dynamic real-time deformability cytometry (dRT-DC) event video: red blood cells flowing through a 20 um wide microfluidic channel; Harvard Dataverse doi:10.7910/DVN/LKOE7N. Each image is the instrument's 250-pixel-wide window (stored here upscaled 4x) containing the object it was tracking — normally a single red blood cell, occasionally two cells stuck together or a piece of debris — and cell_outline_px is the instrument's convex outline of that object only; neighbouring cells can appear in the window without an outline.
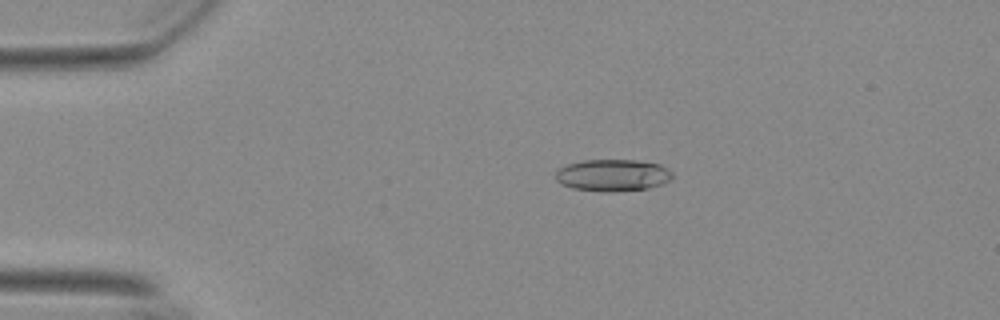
{"species": "Egyptian fruit bat (a non-hibernating species)", "species_latin": "Rousettus aegyptiacus", "temperature_condition": "warm", "stored_images_in_passage": 49, "camera_frame_rate_fps": 3000, "um_per_image_px": 0.085, "animal": {"sex": "female"}, "frame": {"image": 1, "passage_image": 5, "time_ms": 1.333, "image_size_px": [1000, 320], "cell_outline_px": [[672, 176], [668, 180], [660, 184], [648, 188], [572, 188], [556, 180], [556, 172], [560, 168], [568, 164], [584, 160], [636, 160], [660, 164], [672, 172]], "centroid_in_image_um": [52.09, 14.82], "position_along_channel_um": 32.9, "area_um2": 20.29}}
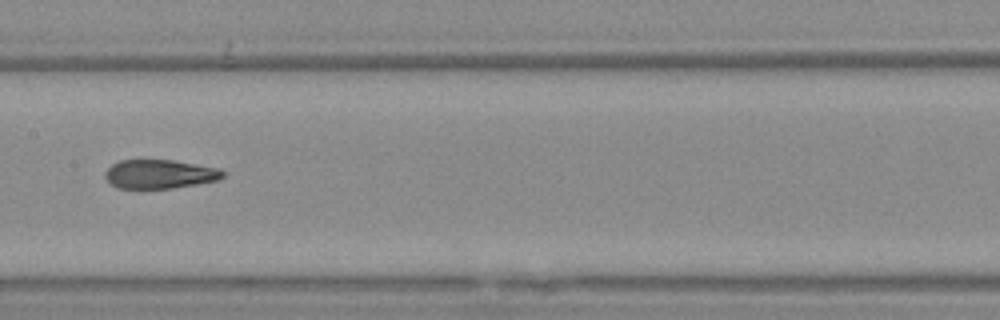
{"frame": {"image": 2, "passage_image": 22, "time_ms": 7.0, "image_size_px": [1000, 320], "cell_outline_px": [[224, 176], [216, 180], [196, 184], [172, 188], [116, 188], [104, 176], [104, 172], [112, 164], [120, 160], [172, 160], [220, 168], [224, 172]], "centroid_in_image_um": [13.55, 14.79], "position_along_channel_um": 193.8, "area_um2": 19.71}}
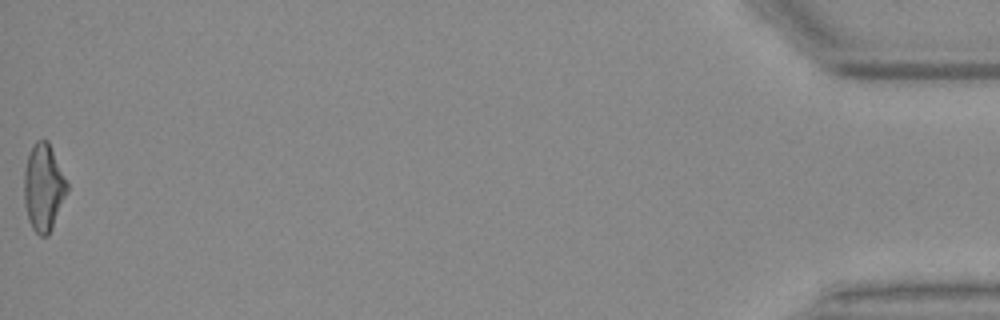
{"frame": {"image": 3, "passage_image": 49, "time_ms": 16.0, "image_size_px": [1000, 320], "cell_outline_px": [[68, 188], [52, 228], [48, 236], [40, 236], [32, 228], [28, 220], [24, 204], [24, 172], [28, 156], [32, 144], [36, 140], [48, 140], [68, 184]], "centroid_in_image_um": [3.68, 15.93], "position_along_channel_um": 431.5, "area_um2": 21.68}, "authors_computed_cell_mechanics": {"area_um2": 21.0392, "velocity_mm_per_s": 3.7252, "shape_relaxation_time_tau1_ms": null, "shape_relaxation_time_tau2_ms": 2.2777, "deformation_change_tau1": null, "deformation_change_tau2": 0.102}}